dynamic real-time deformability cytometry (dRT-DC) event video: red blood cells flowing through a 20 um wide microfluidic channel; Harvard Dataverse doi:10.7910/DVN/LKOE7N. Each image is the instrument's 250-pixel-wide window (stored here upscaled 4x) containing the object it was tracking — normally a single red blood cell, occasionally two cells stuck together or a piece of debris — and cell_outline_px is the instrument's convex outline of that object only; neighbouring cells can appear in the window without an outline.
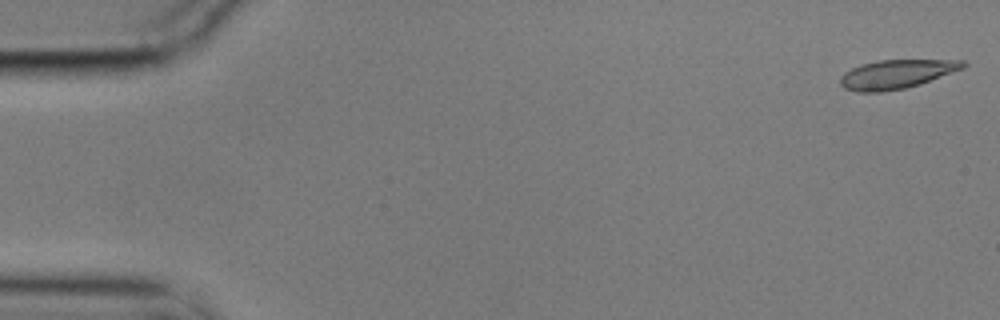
{"species": "common noctule bat (a hibernating species)", "species_latin": "Nyctalus noctula", "temperature_condition": "cold", "stored_images_in_passage": 56, "camera_frame_rate_fps": 3000, "um_per_image_px": 0.085, "animal": {"sex": "male", "body_mass_g": 17.9}, "frame": {"image": 1, "passage_image": 1, "time_ms": 0.0, "image_size_px": [1000, 320], "cell_outline_px": [[968, 64], [964, 68], [920, 84], [904, 88], [880, 92], [856, 92], [844, 88], [840, 84], [840, 76], [844, 72], [860, 64], [880, 60], [964, 60]], "centroid_in_image_um": [76.18, 6.3], "position_along_channel_um": 8.8, "area_um2": 20.69}}
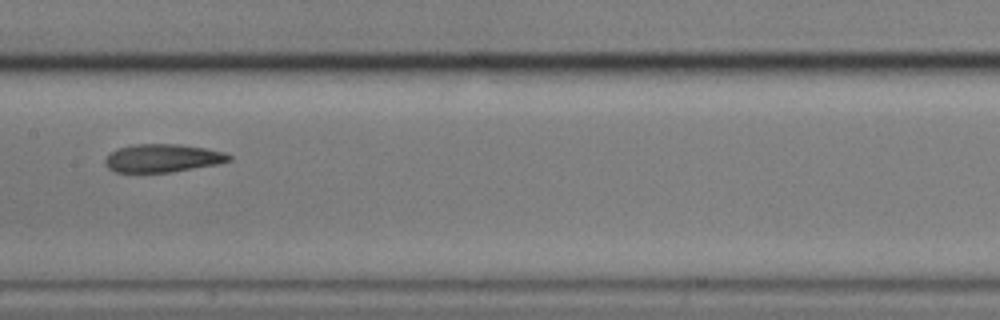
{"frame": {"image": 2, "passage_image": 28, "time_ms": 9.0, "image_size_px": [1000, 320], "cell_outline_px": [[232, 160], [220, 164], [172, 172], [116, 172], [108, 168], [104, 164], [104, 160], [112, 152], [120, 148], [136, 144], [180, 144], [204, 148], [224, 152], [232, 156]], "centroid_in_image_um": [13.87, 13.45], "position_along_channel_um": 193.5, "area_um2": 20.29}}
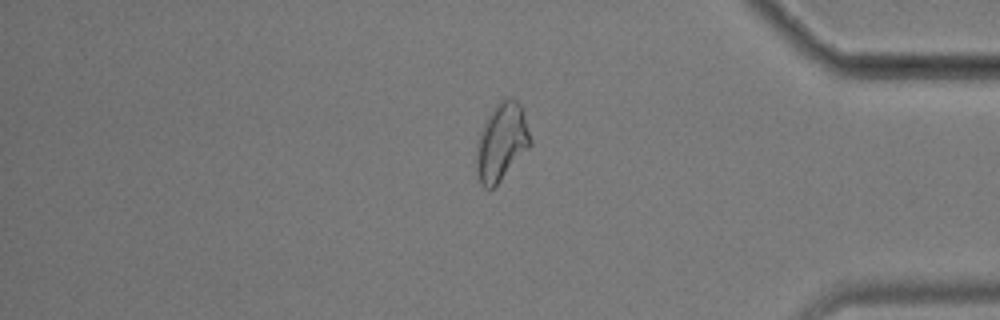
{"frame": {"image": 3, "passage_image": 47, "time_ms": 15.333, "image_size_px": [1000, 320], "cell_outline_px": [[532, 144], [500, 180], [492, 188], [484, 188], [480, 184], [476, 172], [476, 144], [484, 120], [492, 108], [504, 96], [508, 96], [516, 100], [524, 108], [532, 140]], "centroid_in_image_um": [42.63, 12.0], "position_along_channel_um": 392.6, "area_um2": 24.8}, "authors_computed_cell_mechanics": {"area_um2": 21.3571, "velocity_mm_per_s": 3.5286, "shape_relaxation_time_tau1_ms": 4.0222, "shape_relaxation_time_tau2_ms": 2.5073, "deformation_change_tau1": 0.1439, "deformation_change_tau2": 0.092}}